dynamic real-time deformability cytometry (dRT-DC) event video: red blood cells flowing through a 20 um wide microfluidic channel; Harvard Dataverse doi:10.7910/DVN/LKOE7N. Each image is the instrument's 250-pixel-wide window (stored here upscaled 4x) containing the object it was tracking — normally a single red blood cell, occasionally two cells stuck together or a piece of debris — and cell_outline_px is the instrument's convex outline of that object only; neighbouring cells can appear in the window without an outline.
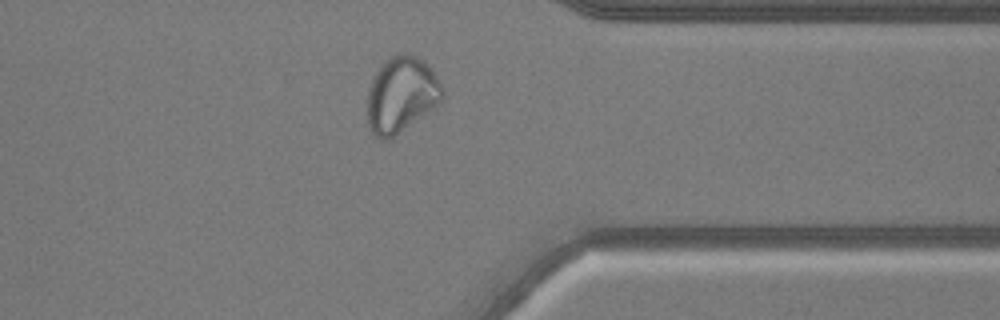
{"species": "common noctule bat (a hibernating species)", "species_latin": "Nyctalus noctula", "temperature_condition": "warm", "stored_images_in_passage": 38, "camera_frame_rate_fps": 3000, "um_per_image_px": 0.085, "animal": {"sex": "male", "body_mass_g": 20.5, "forearm_length_mm": 52.5}, "frame": {"image": 1, "passage_image": 27, "time_ms": 8.667, "image_size_px": [1000, 320], "cell_outline_px": [[444, 100], [440, 104], [388, 140], [380, 140], [372, 136], [368, 128], [368, 88], [372, 76], [380, 64], [396, 52], [408, 52], [424, 60], [428, 64], [444, 88]], "centroid_in_image_um": [34.11, 8.03], "position_along_channel_um": 377.3, "area_um2": 33.99}}